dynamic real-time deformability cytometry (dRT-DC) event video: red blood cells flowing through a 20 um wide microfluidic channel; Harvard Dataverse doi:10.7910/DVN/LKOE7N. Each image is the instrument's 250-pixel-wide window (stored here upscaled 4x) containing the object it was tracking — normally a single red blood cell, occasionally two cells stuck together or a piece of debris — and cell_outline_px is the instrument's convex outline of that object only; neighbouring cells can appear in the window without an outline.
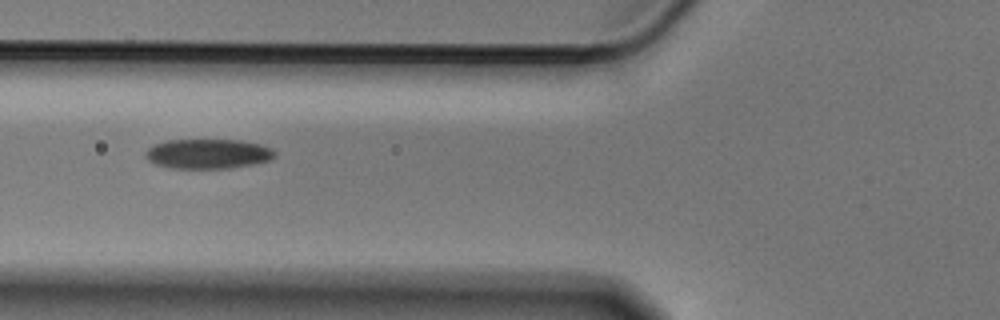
{"species": "Egyptian fruit bat (a non-hibernating species)", "species_latin": "Rousettus aegyptiacus", "temperature_condition": "cold", "stored_images_in_passage": 41, "camera_frame_rate_fps": 3000, "um_per_image_px": 0.085, "animal": {"sex": "male"}, "frame": {"image": 1, "passage_image": 6, "time_ms": 1.667, "image_size_px": [1000, 320], "cell_outline_px": [[276, 156], [272, 160], [252, 164], [228, 168], [172, 168], [156, 164], [148, 160], [144, 156], [144, 152], [148, 148], [156, 144], [168, 140], [240, 140], [260, 144], [272, 148], [276, 152]], "centroid_in_image_um": [17.7, 13.07], "position_along_channel_um": 108.1, "area_um2": 22.43}}
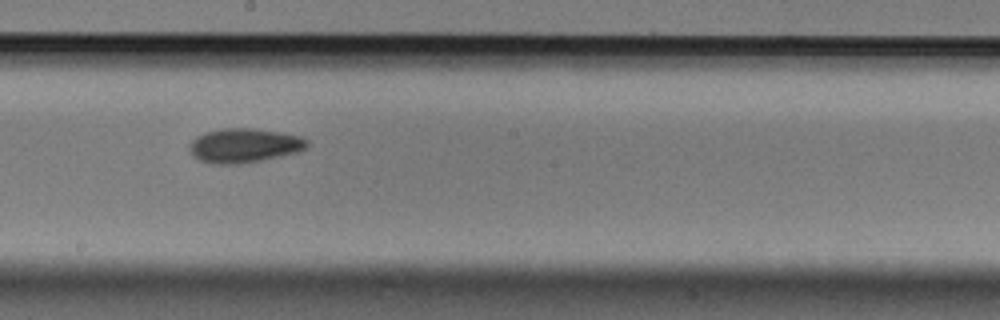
{"frame": {"image": 2, "passage_image": 16, "time_ms": 5.0, "image_size_px": [1000, 320], "cell_outline_px": [[308, 144], [304, 148], [296, 152], [260, 160], [236, 164], [216, 164], [200, 160], [192, 152], [188, 144], [196, 136], [208, 132], [224, 128], [248, 128], [280, 132], [300, 136], [308, 140]], "centroid_in_image_um": [20.75, 12.36], "position_along_channel_um": 227.5, "area_um2": 22.95}}
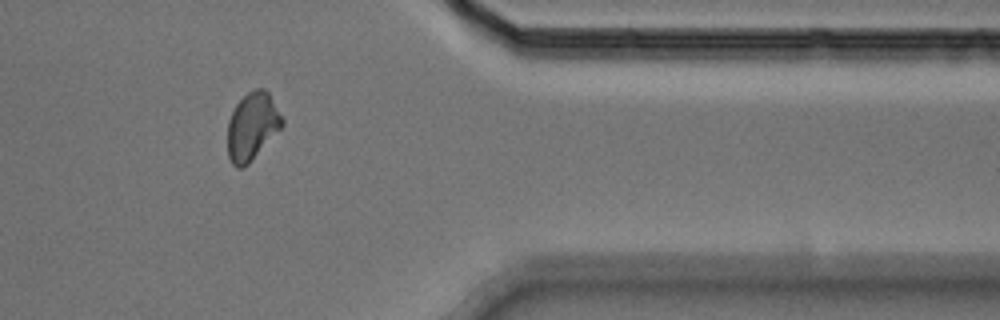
{"frame": {"image": 3, "passage_image": 31, "time_ms": 10.0, "image_size_px": [1000, 320], "cell_outline_px": [[284, 124], [248, 164], [240, 168], [236, 168], [232, 164], [228, 156], [228, 120], [236, 104], [248, 92], [256, 88], [264, 88], [268, 92], [284, 120]], "centroid_in_image_um": [21.42, 10.73], "position_along_channel_um": 390.0, "area_um2": 21.21}, "authors_computed_cell_mechanics": {"area_um2": 21.2126, "velocity_mm_per_s": 3.57, "shape_relaxation_time_tau1_ms": 7.0818, "shape_relaxation_time_tau2_ms": 7.7281, "deformation_change_tau1": 0.1306, "deformation_change_tau2": 0.1295}}